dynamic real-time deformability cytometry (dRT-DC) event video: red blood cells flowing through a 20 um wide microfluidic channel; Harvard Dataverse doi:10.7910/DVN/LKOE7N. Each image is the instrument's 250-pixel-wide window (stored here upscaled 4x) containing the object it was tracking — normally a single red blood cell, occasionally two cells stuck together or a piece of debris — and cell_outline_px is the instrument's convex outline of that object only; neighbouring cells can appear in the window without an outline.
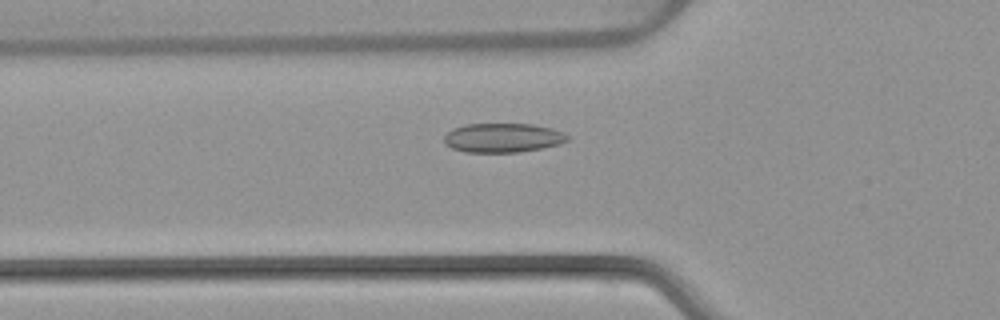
{"species": "common noctule bat (a hibernating species)", "species_latin": "Nyctalus noctula", "temperature_condition": "warm", "stored_images_in_passage": 54, "camera_frame_rate_fps": 3000, "um_per_image_px": 0.085, "animal": {"sex": "female", "body_mass_g": 22.7, "forearm_length_mm": 54.2}, "frame": {"image": 1, "passage_image": 19, "time_ms": 6.0, "image_size_px": [1000, 320], "cell_outline_px": [[568, 140], [560, 144], [544, 148], [520, 152], [464, 152], [452, 148], [444, 144], [444, 136], [452, 128], [464, 124], [532, 124], [552, 128], [564, 132], [568, 136]], "centroid_in_image_um": [42.74, 11.71], "position_along_channel_um": 83.1, "area_um2": 21.21}}
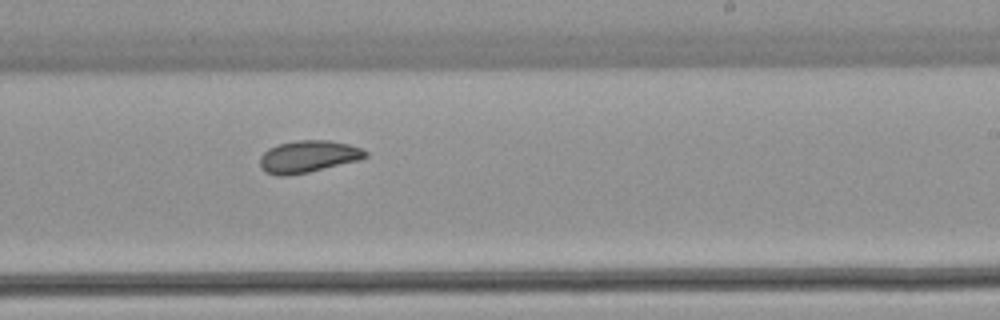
{"frame": {"image": 2, "passage_image": 33, "time_ms": 10.667, "image_size_px": [1000, 320], "cell_outline_px": [[368, 156], [360, 160], [308, 172], [288, 176], [276, 176], [264, 172], [260, 168], [260, 156], [268, 148], [276, 144], [296, 140], [328, 140], [348, 144], [360, 148], [368, 152]], "centroid_in_image_um": [26.16, 13.31], "position_along_channel_um": 262.8, "area_um2": 19.94}}
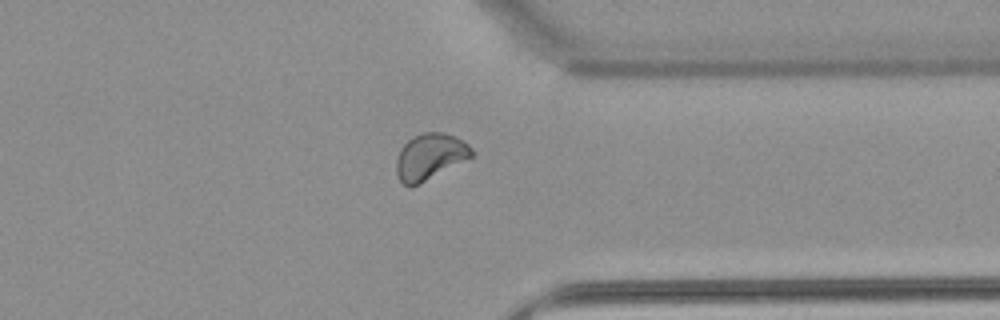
{"frame": {"image": 3, "passage_image": 42, "time_ms": 13.667, "image_size_px": [1000, 320], "cell_outline_px": [[472, 156], [420, 184], [404, 184], [400, 180], [396, 172], [396, 160], [400, 148], [412, 136], [424, 132], [444, 132], [456, 136], [464, 140], [472, 148]], "centroid_in_image_um": [36.54, 13.27], "position_along_channel_um": 374.9, "area_um2": 20.11}, "authors_computed_cell_mechanics": {"area_um2": 20.6635, "velocity_mm_per_s": 3.8476, "shape_relaxation_time_tau1_ms": 8.5235, "shape_relaxation_time_tau2_ms": 2.5508, "deformation_change_tau1": 0.1394, "deformation_change_tau2": 0.0543}}